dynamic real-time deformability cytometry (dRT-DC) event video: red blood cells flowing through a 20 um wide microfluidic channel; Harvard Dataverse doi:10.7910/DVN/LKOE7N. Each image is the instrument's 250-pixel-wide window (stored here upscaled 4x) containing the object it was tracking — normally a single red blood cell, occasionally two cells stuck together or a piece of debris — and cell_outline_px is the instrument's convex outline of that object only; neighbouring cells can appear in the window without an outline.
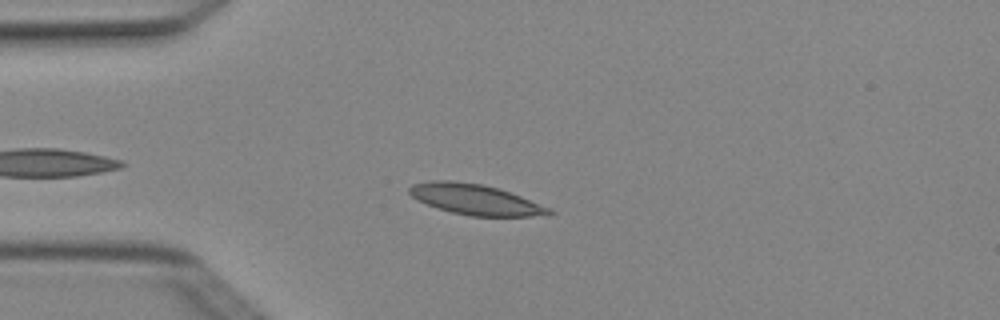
{"species": "Egyptian fruit bat (a non-hibernating species)", "species_latin": "Rousettus aegyptiacus", "temperature_condition": "cold", "stored_images_in_passage": 3, "camera_frame_rate_fps": 3000, "um_per_image_px": 0.085, "animal": {"sex": "female"}, "frame": {"image": 1, "passage_image": 3, "time_ms": 0.667, "image_size_px": [1000, 320], "cell_outline_px": [[556, 212], [548, 216], [472, 216], [452, 212], [428, 204], [412, 196], [408, 192], [408, 188], [412, 184], [432, 180], [452, 180], [480, 184], [500, 188], [520, 196], [548, 208]], "centroid_in_image_um": [40.42, 16.95], "position_along_channel_um": 44.6, "area_um2": 24.57}}